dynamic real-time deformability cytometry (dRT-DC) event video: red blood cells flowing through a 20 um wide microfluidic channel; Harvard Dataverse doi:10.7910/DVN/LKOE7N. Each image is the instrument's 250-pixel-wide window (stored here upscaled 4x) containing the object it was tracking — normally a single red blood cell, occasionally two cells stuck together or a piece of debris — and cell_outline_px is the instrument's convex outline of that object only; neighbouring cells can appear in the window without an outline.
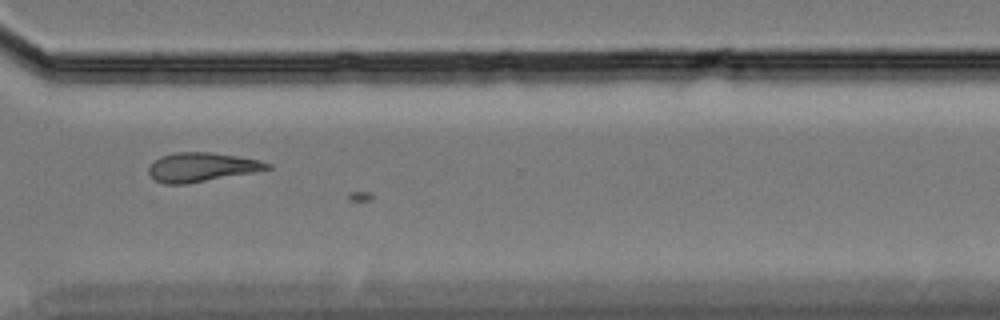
{"species": "Egyptian fruit bat (a non-hibernating species)", "species_latin": "Rousettus aegyptiacus", "temperature_condition": "cold", "stored_images_in_passage": 31, "camera_frame_rate_fps": 3000, "um_per_image_px": 0.085, "animal": {"sex": "female"}, "frame": {"image": 1, "passage_image": 30, "time_ms": 9.667, "image_size_px": [1000, 320], "cell_outline_px": [[272, 168], [252, 172], [184, 184], [164, 184], [156, 180], [148, 172], [148, 168], [160, 156], [176, 152], [212, 152], [260, 160], [272, 164]], "centroid_in_image_um": [17.14, 14.19], "position_along_channel_um": 353.5, "area_um2": 19.77}}